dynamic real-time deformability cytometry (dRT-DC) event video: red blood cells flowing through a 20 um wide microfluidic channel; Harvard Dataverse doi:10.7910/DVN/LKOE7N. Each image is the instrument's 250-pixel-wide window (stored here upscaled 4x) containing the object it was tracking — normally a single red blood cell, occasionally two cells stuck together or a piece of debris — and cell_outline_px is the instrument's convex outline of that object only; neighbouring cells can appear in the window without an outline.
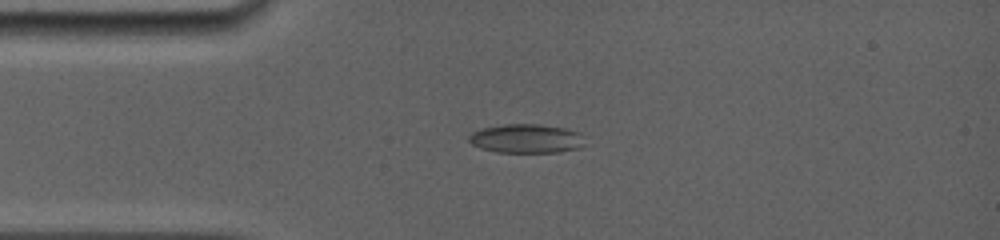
{"species": "common noctule bat (a hibernating species)", "species_latin": "Nyctalus noctula", "temperature_condition": "room temperature", "stored_images_in_passage": 40, "camera_frame_rate_fps": 5000, "um_per_image_px": 0.085, "animal": {"sex": "female", "body_mass_g": 19.0, "forearm_length_mm": 56.7}, "frame": {"image": 1, "passage_image": 1, "time_ms": 0.0, "image_size_px": [1000, 240], "cell_outline_px": [[580, 148], [560, 152], [496, 152], [480, 148], [472, 144], [468, 140], [468, 136], [472, 132], [484, 128], [504, 124], [540, 124], [564, 128], [580, 132]], "centroid_in_image_um": [44.68, 11.78], "position_along_channel_um": 40.3, "area_um2": 19.36}}
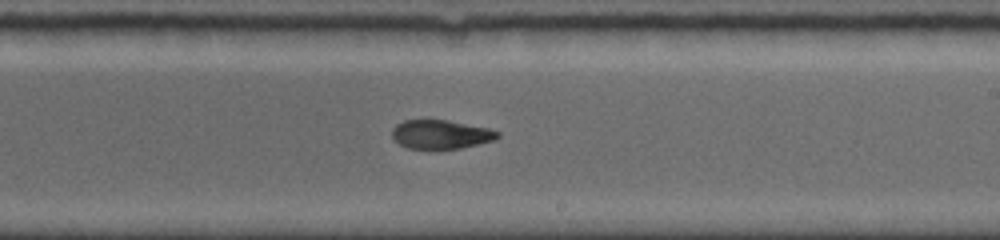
{"frame": {"image": 2, "passage_image": 17, "time_ms": 5.8, "image_size_px": [1000, 240], "cell_outline_px": [[500, 136], [496, 140], [460, 148], [408, 148], [400, 144], [392, 136], [392, 128], [396, 124], [404, 120], [428, 116], [488, 128], [500, 132]], "centroid_in_image_um": [37.45, 11.36], "position_along_channel_um": 251.6, "area_um2": 18.26}}
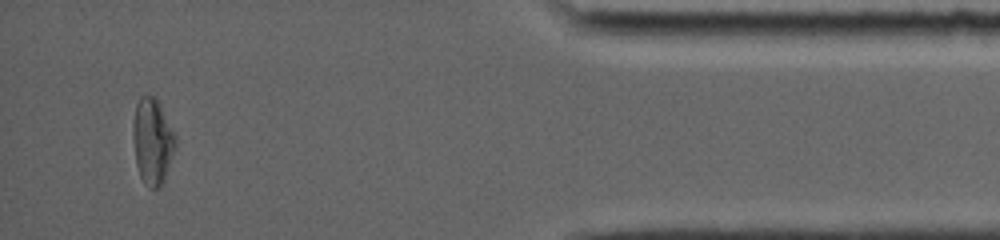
{"frame": {"image": 3, "passage_image": 35, "time_ms": 11.2, "image_size_px": [1000, 240], "cell_outline_px": [[176, 148], [164, 180], [160, 188], [148, 188], [144, 184], [140, 176], [136, 164], [132, 136], [132, 124], [136, 104], [140, 96], [152, 96], [160, 104], [176, 136]], "centroid_in_image_um": [12.95, 12.03], "position_along_channel_um": 422.2, "area_um2": 21.5}, "authors_computed_cell_mechanics": {"area_um2": 19.363, "velocity_mm_per_s": 3.9631, "shape_relaxation_time_tau1_ms": null, "shape_relaxation_time_tau2_ms": 2.2169, "deformation_change_tau1": null, "deformation_change_tau2": 0.0696}}